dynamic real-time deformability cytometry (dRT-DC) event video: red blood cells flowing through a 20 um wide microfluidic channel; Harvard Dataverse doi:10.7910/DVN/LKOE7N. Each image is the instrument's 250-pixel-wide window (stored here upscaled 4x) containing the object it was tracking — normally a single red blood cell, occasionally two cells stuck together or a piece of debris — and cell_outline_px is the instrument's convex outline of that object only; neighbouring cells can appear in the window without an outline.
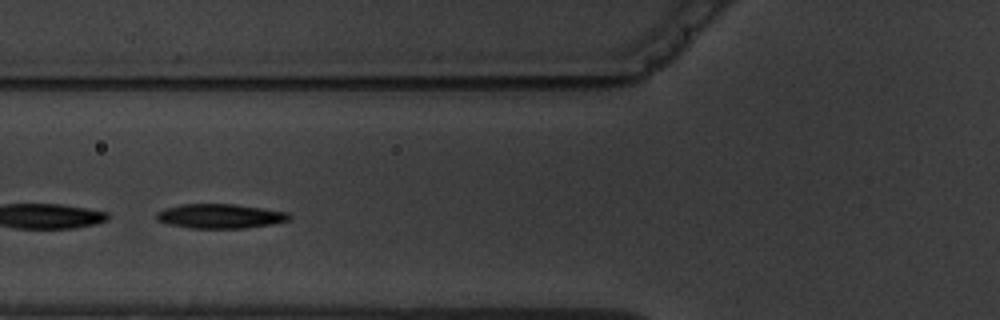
{"species": "common noctule bat (a hibernating species)", "species_latin": "Nyctalus noctula", "temperature_condition": "warm", "stored_images_in_passage": 4, "camera_frame_rate_fps": 3000, "um_per_image_px": 0.085, "animal": {"sex": "male", "body_mass_g": 19.5, "forearm_length_mm": 54.6}, "frame": {"image": 1, "passage_image": 4, "time_ms": 4.0, "image_size_px": [1000, 320], "cell_outline_px": [[288, 220], [272, 224], [244, 228], [192, 228], [168, 224], [156, 220], [156, 212], [164, 208], [180, 204], [232, 204], [288, 212]], "centroid_in_image_um": [18.63, 18.37], "position_along_channel_um": 107.2, "area_um2": 18.73}}